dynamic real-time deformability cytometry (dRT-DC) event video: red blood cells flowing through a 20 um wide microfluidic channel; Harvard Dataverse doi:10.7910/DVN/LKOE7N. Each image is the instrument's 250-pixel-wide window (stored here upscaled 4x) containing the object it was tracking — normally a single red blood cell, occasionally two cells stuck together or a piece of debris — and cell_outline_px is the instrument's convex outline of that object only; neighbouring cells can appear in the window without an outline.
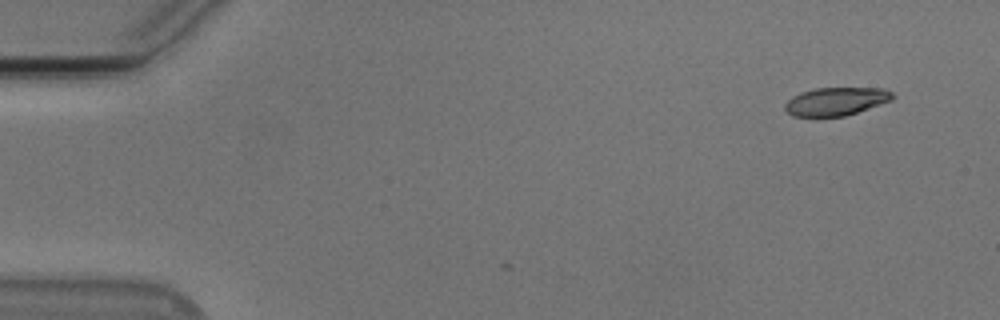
{"species": "Egyptian fruit bat (a non-hibernating species)", "species_latin": "Rousettus aegyptiacus", "temperature_condition": "cold", "stored_images_in_passage": 11, "camera_frame_rate_fps": 3000, "um_per_image_px": 0.085, "animal": {"sex": "male"}, "frame": {"image": 1, "passage_image": 1, "time_ms": 0.0, "image_size_px": [1000, 320], "cell_outline_px": [[896, 96], [892, 100], [844, 116], [792, 116], [784, 108], [784, 104], [792, 96], [800, 92], [816, 88], [884, 88], [892, 92]], "centroid_in_image_um": [71.06, 8.6], "position_along_channel_um": 13.9, "area_um2": 17.57}}